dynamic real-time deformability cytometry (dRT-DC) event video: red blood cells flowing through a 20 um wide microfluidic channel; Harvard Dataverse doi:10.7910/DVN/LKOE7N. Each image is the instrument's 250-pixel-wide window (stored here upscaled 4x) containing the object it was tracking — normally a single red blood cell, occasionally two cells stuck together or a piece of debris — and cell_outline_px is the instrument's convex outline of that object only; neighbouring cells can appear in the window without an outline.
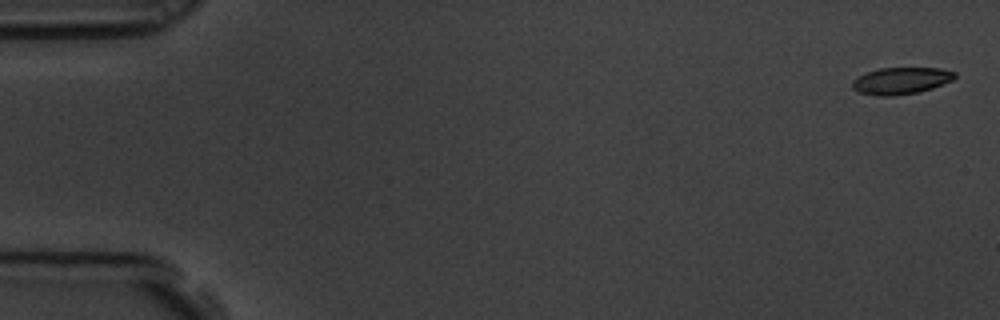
{"species": "common noctule bat (a hibernating species)", "species_latin": "Nyctalus noctula", "temperature_condition": "room temperature", "stored_images_in_passage": 5, "camera_frame_rate_fps": 3000, "um_per_image_px": 0.085, "animal": {"sex": "male", "body_mass_g": 19.5, "forearm_length_mm": 54.6}, "frame": {"image": 1, "passage_image": 1, "time_ms": 0.0, "image_size_px": [1000, 320], "cell_outline_px": [[956, 76], [952, 80], [932, 88], [916, 92], [892, 96], [876, 96], [860, 92], [852, 88], [852, 80], [868, 72], [880, 68], [940, 68], [956, 72]], "centroid_in_image_um": [76.59, 6.86], "position_along_channel_um": 8.4, "area_um2": 15.84}}
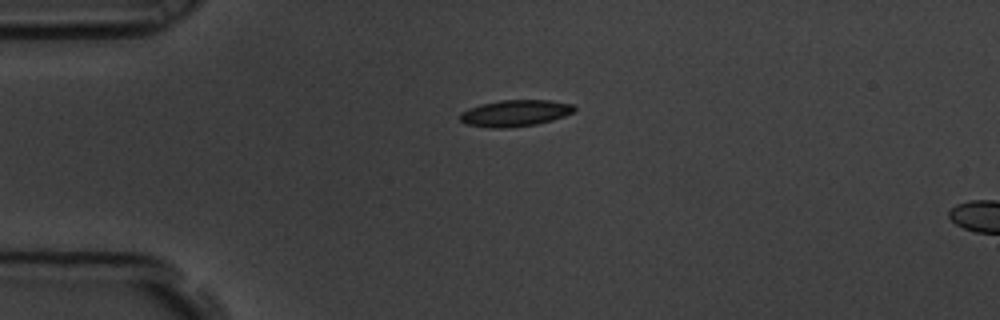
{"frame": {"image": 2, "passage_image": 4, "time_ms": 1.0, "image_size_px": [1000, 320], "cell_outline_px": [[576, 108], [572, 112], [564, 116], [552, 120], [536, 124], [508, 128], [488, 128], [468, 124], [460, 120], [460, 112], [468, 108], [480, 104], [500, 100], [548, 100], [576, 104]], "centroid_in_image_um": [43.78, 9.61], "position_along_channel_um": 41.2, "area_um2": 17.74}}